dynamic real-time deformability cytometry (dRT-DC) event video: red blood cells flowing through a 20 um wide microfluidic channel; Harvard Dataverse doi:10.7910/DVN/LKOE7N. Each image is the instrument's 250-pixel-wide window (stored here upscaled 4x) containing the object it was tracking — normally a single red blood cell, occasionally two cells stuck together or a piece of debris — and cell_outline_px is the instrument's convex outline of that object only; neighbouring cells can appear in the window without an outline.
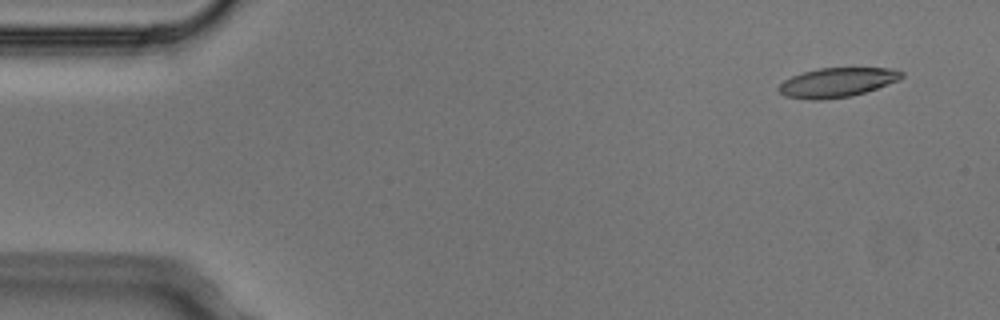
{"species": "Egyptian fruit bat (a non-hibernating species)", "species_latin": "Rousettus aegyptiacus", "temperature_condition": "cold", "stored_images_in_passage": 3, "camera_frame_rate_fps": 3000, "um_per_image_px": 0.085, "animal": {"sex": "male"}, "frame": {"image": 1, "passage_image": 1, "time_ms": 0.0, "image_size_px": [1000, 320], "cell_outline_px": [[904, 76], [900, 80], [852, 96], [820, 100], [812, 100], [784, 96], [776, 88], [784, 80], [792, 76], [804, 72], [820, 68], [892, 68], [904, 72]], "centroid_in_image_um": [71.16, 7.01], "position_along_channel_um": 13.8, "area_um2": 21.04}}
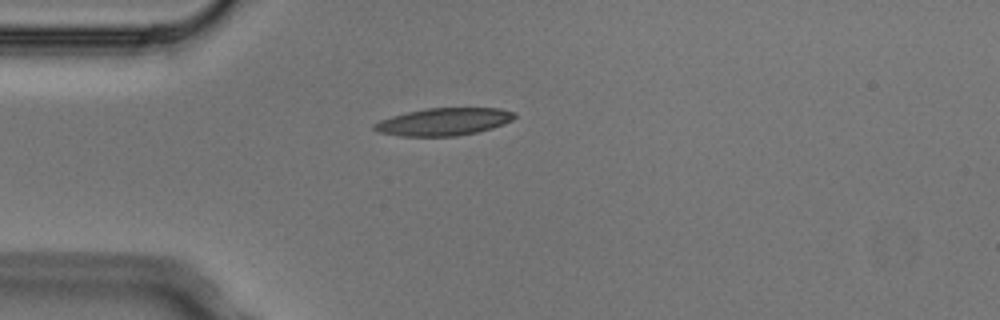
{"frame": {"image": 2, "passage_image": 3, "time_ms": 0.667, "image_size_px": [1000, 320], "cell_outline_px": [[516, 116], [512, 120], [504, 124], [492, 128], [476, 132], [456, 136], [400, 136], [376, 132], [372, 128], [372, 124], [380, 120], [392, 116], [408, 112], [428, 108], [500, 108], [516, 112]], "centroid_in_image_um": [37.71, 10.35], "position_along_channel_um": 47.3, "area_um2": 22.54}}